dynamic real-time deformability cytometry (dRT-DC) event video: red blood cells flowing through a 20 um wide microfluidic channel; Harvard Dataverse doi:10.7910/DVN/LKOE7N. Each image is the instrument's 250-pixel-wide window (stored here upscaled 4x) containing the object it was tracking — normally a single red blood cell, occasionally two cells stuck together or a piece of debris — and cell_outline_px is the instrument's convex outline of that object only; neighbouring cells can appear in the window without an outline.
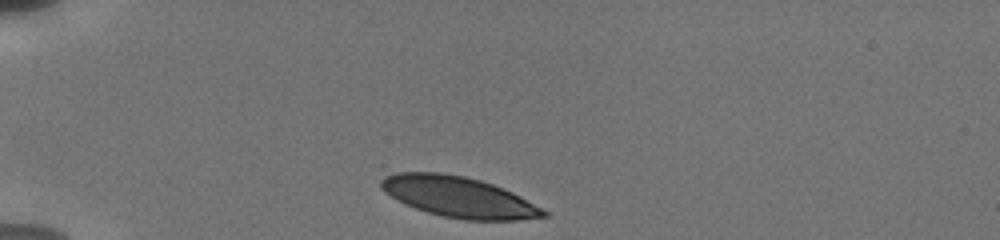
{"species": "human", "species_latin": "Homo sapiens", "temperature_condition": "cold", "stored_images_in_passage": 6, "camera_frame_rate_fps": 3000, "um_per_image_px": 0.085, "donor": {"sex": "male"}, "frame": {"image": 1, "passage_image": 1, "time_ms": 0.0, "image_size_px": [1000, 240], "cell_outline_px": [[548, 216], [516, 220], [464, 220], [444, 216], [428, 212], [416, 208], [384, 192], [380, 188], [380, 180], [384, 176], [396, 172], [440, 172], [464, 176], [480, 180], [492, 184], [512, 192], [544, 208], [548, 212]], "centroid_in_image_um": [39.01, 16.73], "position_along_channel_um": 46.0, "area_um2": 38.32}}
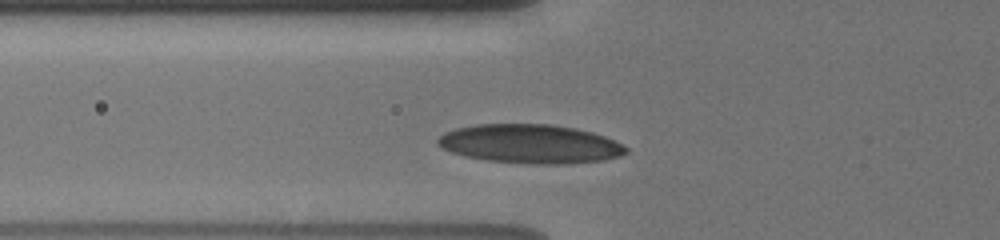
{"frame": {"image": 2, "passage_image": 5, "time_ms": 2.0, "image_size_px": [1000, 240], "cell_outline_px": [[628, 152], [620, 156], [604, 160], [568, 164], [536, 164], [488, 160], [464, 156], [452, 152], [436, 144], [436, 140], [444, 132], [456, 128], [476, 124], [548, 124], [572, 128], [592, 132], [604, 136], [628, 148]], "centroid_in_image_um": [45.05, 12.23], "position_along_channel_um": 80.8, "area_um2": 42.54}}